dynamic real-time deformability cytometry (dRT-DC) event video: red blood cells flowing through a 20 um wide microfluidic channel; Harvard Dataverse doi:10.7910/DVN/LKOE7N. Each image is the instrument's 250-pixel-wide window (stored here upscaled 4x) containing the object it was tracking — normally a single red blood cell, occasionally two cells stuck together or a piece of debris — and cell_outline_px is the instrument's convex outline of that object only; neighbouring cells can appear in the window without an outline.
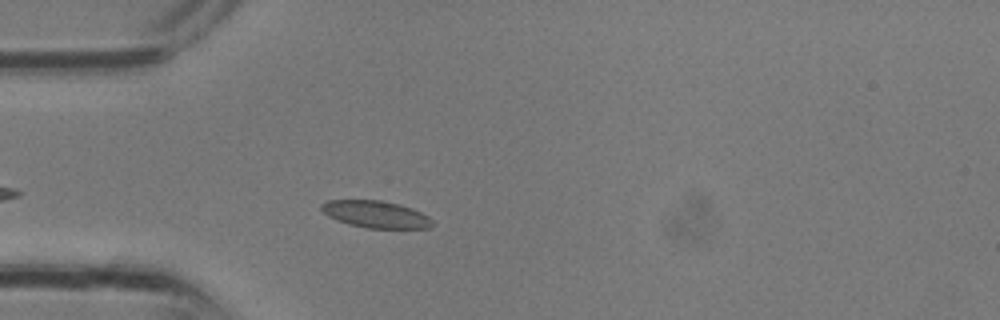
{"species": "common noctule bat (a hibernating species)", "species_latin": "Nyctalus noctula", "temperature_condition": "room temperature", "stored_images_in_passage": 13, "camera_frame_rate_fps": 3000, "um_per_image_px": 0.085, "animal": {"sex": "male", "body_mass_g": 13.3}, "frame": {"image": 1, "passage_image": 3, "time_ms": 0.667, "image_size_px": [1000, 320], "cell_outline_px": [[432, 224], [428, 228], [368, 228], [348, 224], [336, 220], [328, 216], [320, 208], [320, 204], [328, 200], [380, 200], [400, 204], [412, 208], [428, 216], [432, 220]], "centroid_in_image_um": [31.91, 18.21], "position_along_channel_um": 53.1, "area_um2": 17.46}}
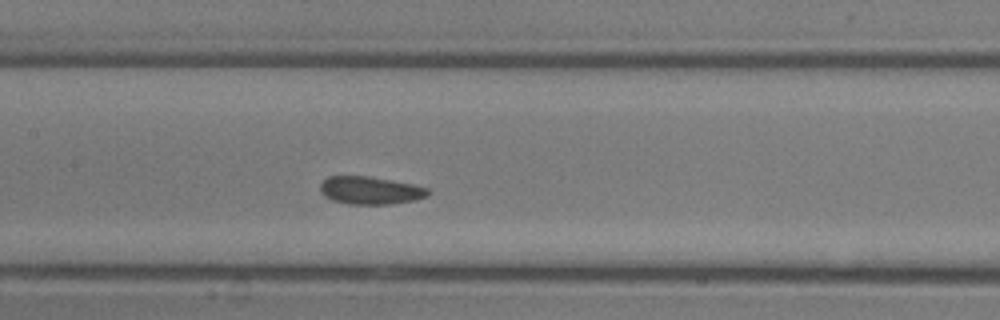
{"frame": {"image": 2, "passage_image": 9, "time_ms": 2.667, "image_size_px": [1000, 320], "cell_outline_px": [[432, 192], [428, 196], [412, 200], [388, 204], [348, 204], [332, 200], [324, 196], [320, 192], [320, 184], [328, 176], [368, 176], [412, 184], [428, 188]], "centroid_in_image_um": [31.46, 16.18], "position_along_channel_um": 175.9, "area_um2": 17.4}}
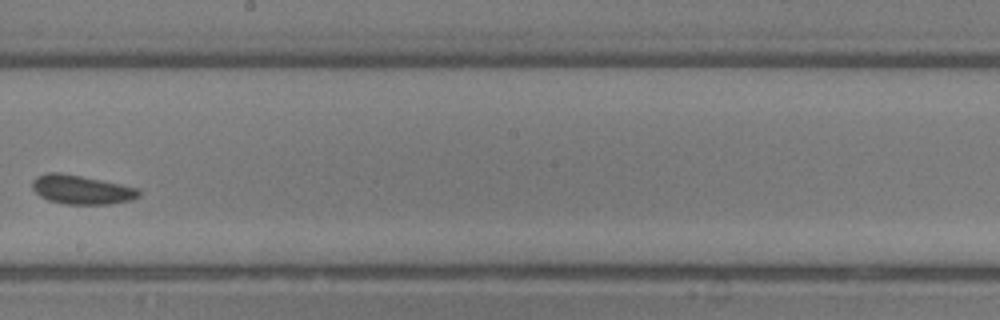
{"frame": {"image": 3, "passage_image": 12, "time_ms": 3.667, "image_size_px": [1000, 320], "cell_outline_px": [[140, 196], [132, 200], [108, 204], [64, 204], [48, 200], [40, 196], [32, 188], [32, 180], [36, 176], [48, 172], [60, 172], [140, 188]], "centroid_in_image_um": [6.92, 16.12], "position_along_channel_um": 241.3, "area_um2": 18.03}}